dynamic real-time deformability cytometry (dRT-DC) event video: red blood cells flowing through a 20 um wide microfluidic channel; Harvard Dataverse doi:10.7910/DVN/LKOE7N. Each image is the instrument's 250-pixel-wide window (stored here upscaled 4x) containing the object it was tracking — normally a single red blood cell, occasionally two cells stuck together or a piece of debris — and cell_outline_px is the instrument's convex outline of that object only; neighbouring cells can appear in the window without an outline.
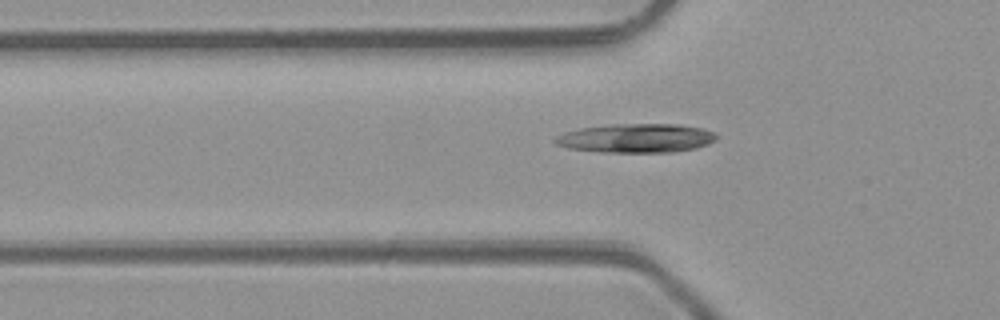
{"species": "common noctule bat (a hibernating species)", "species_latin": "Nyctalus noctula", "temperature_condition": "room temperature", "stored_images_in_passage": 6, "camera_frame_rate_fps": 3000, "um_per_image_px": 0.085, "animal": {"sex": "male", "body_mass_g": 23.1, "forearm_length_mm": 52.7}, "frame": {"image": 1, "passage_image": 6, "time_ms": 6.0, "image_size_px": [1000, 320], "cell_outline_px": [[716, 140], [708, 144], [696, 148], [672, 152], [600, 152], [568, 148], [556, 144], [552, 140], [556, 136], [564, 132], [580, 128], [612, 124], [680, 124], [704, 128], [716, 132]], "centroid_in_image_um": [54.09, 11.74], "position_along_channel_um": 71.7, "area_um2": 27.46}}